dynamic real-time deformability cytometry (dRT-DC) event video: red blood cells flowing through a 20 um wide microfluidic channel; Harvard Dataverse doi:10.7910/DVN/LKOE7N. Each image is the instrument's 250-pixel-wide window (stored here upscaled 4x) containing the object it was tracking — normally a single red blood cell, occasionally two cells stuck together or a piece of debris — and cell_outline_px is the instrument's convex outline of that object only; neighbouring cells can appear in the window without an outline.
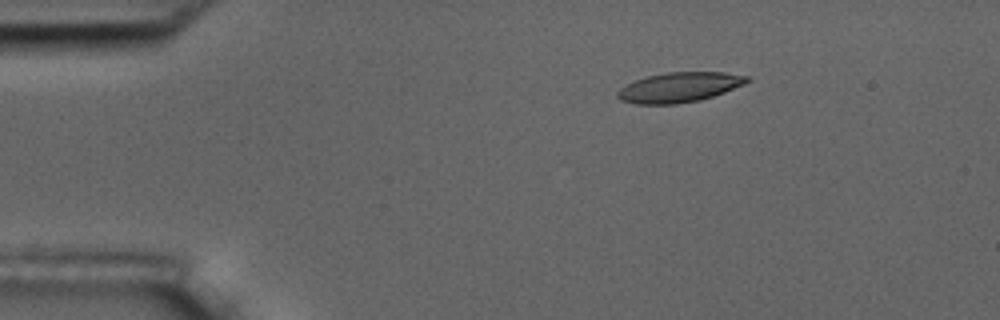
{"species": "common noctule bat (a hibernating species)", "species_latin": "Nyctalus noctula", "temperature_condition": "room temperature", "stored_images_in_passage": 5, "camera_frame_rate_fps": 3000, "um_per_image_px": 0.085, "animal": {"sex": "male", "body_mass_g": 17.5, "forearm_length_mm": 52.3}, "frame": {"image": 1, "passage_image": 3, "time_ms": 2.333, "image_size_px": [1000, 320], "cell_outline_px": [[752, 80], [744, 84], [724, 92], [700, 100], [676, 104], [636, 104], [620, 100], [616, 96], [616, 92], [620, 88], [636, 80], [648, 76], [668, 72], [724, 72], [748, 76]], "centroid_in_image_um": [57.74, 7.42], "position_along_channel_um": 27.3, "area_um2": 22.48}}